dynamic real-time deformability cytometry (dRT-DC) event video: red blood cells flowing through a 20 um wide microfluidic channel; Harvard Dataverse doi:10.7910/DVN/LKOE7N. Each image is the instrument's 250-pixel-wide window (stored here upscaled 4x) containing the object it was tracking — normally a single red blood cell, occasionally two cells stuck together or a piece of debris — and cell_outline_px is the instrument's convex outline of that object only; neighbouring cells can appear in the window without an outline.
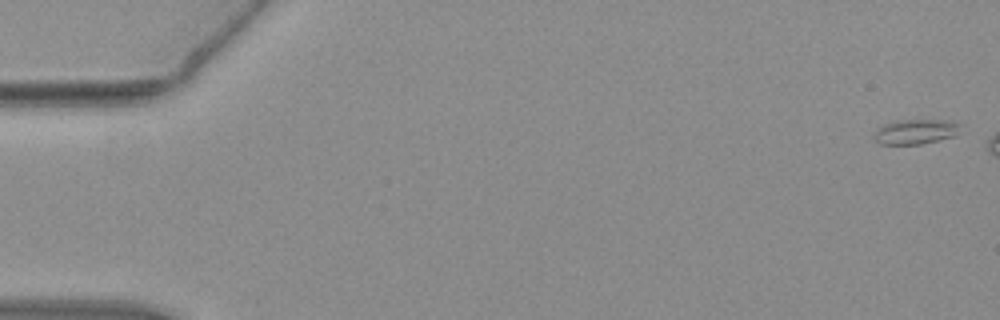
{"species": "common noctule bat (a hibernating species)", "species_latin": "Nyctalus noctula", "temperature_condition": "warm", "stored_images_in_passage": 45, "camera_frame_rate_fps": 3000, "um_per_image_px": 0.085, "animal": {"sex": "female", "body_mass_g": 19.3, "forearm_length_mm": 54.1}, "frame": {"image": 1, "passage_image": 1, "time_ms": 0.0, "image_size_px": [1000, 320], "cell_outline_px": [[964, 124], [956, 136], [920, 144], [880, 144], [872, 136], [884, 124], [896, 120], [948, 120]], "centroid_in_image_um": [77.9, 11.18], "position_along_channel_um": 7.1, "area_um2": 12.6}}
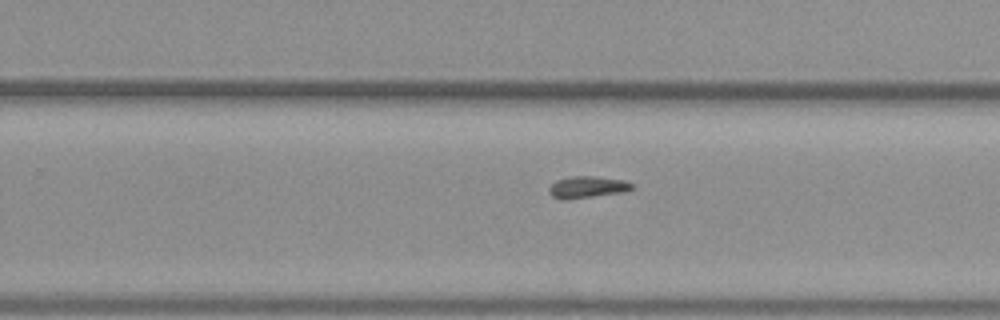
{"frame": {"image": 2, "passage_image": 35, "time_ms": 11.333, "image_size_px": [1000, 320], "cell_outline_px": [[636, 184], [632, 188], [624, 192], [568, 200], [560, 200], [552, 196], [548, 192], [548, 188], [556, 180], [568, 176], [596, 176], [624, 180]], "centroid_in_image_um": [49.9, 15.9], "position_along_channel_um": 279.9, "area_um2": 10.81}}
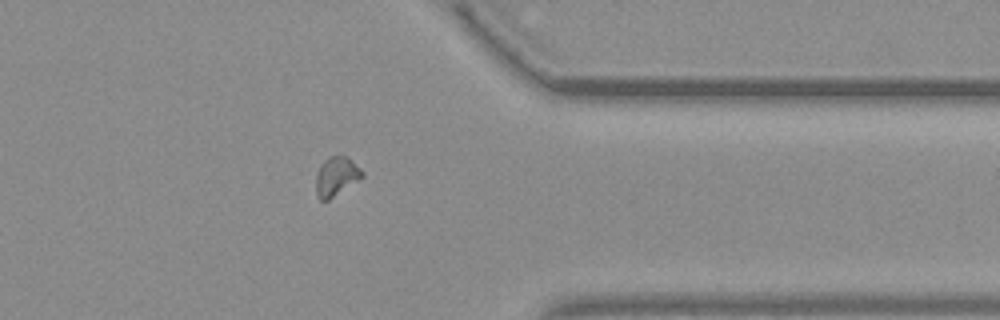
{"frame": {"image": 3, "passage_image": 44, "time_ms": 14.333, "image_size_px": [1000, 320], "cell_outline_px": [[364, 176], [328, 200], [320, 200], [316, 196], [316, 176], [320, 164], [324, 160], [332, 156], [344, 156], [352, 160], [364, 172]], "centroid_in_image_um": [28.57, 14.99], "position_along_channel_um": 382.8, "area_um2": 10.4}}